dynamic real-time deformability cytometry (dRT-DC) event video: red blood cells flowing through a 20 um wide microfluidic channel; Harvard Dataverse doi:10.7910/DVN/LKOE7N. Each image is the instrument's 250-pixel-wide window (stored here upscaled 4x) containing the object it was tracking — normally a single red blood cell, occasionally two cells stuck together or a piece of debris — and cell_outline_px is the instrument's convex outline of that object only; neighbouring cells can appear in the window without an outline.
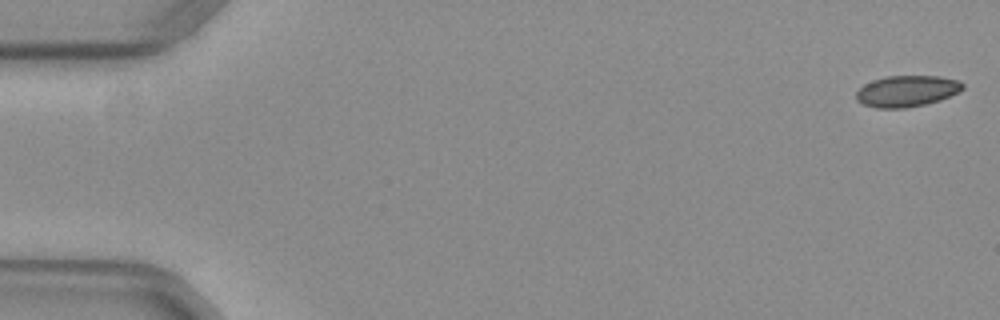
{"species": "common noctule bat (a hibernating species)", "species_latin": "Nyctalus noctula", "temperature_condition": "warm", "stored_images_in_passage": 52, "camera_frame_rate_fps": 3000, "um_per_image_px": 0.085, "animal": {"sex": "female", "body_mass_g": 29.2, "forearm_length_mm": 56.3}, "frame": {"image": 1, "passage_image": 1, "time_ms": 0.0, "image_size_px": [1000, 320], "cell_outline_px": [[964, 88], [960, 92], [940, 100], [924, 104], [904, 108], [876, 108], [864, 104], [856, 100], [856, 92], [864, 84], [872, 80], [888, 76], [940, 76], [960, 80], [964, 84]], "centroid_in_image_um": [77.11, 7.73], "position_along_channel_um": 7.9, "area_um2": 19.48}}
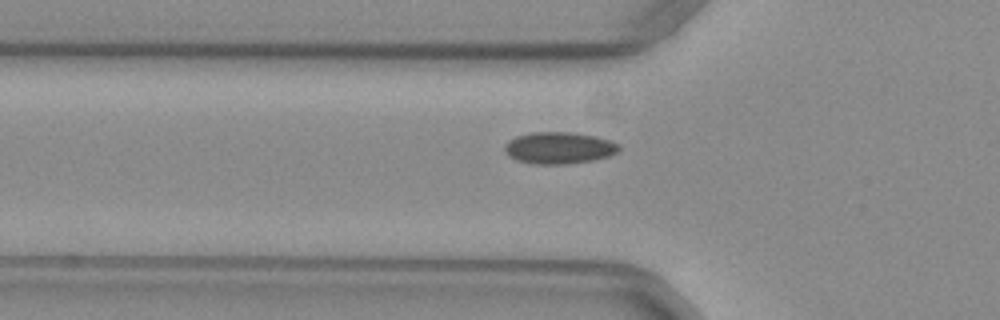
{"frame": {"image": 2, "passage_image": 18, "time_ms": 5.667, "image_size_px": [1000, 320], "cell_outline_px": [[620, 148], [616, 152], [608, 156], [592, 160], [564, 164], [532, 164], [516, 160], [508, 156], [504, 148], [508, 140], [516, 136], [532, 132], [572, 132], [596, 136], [612, 140], [620, 144]], "centroid_in_image_um": [47.51, 12.56], "position_along_channel_um": 78.3, "area_um2": 21.27}}
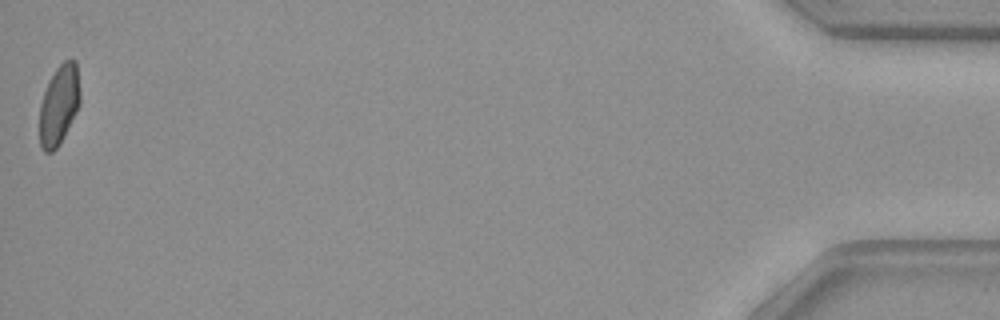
{"frame": {"image": 3, "passage_image": 52, "time_ms": 17.0, "image_size_px": [1000, 320], "cell_outline_px": [[80, 104], [60, 144], [52, 152], [44, 152], [40, 144], [40, 104], [48, 80], [56, 68], [64, 60], [76, 60], [80, 92]], "centroid_in_image_um": [5.02, 8.91], "position_along_channel_um": 430.2, "area_um2": 18.84}, "authors_computed_cell_mechanics": {"area_um2": 19.941, "velocity_mm_per_s": 3.9984, "shape_relaxation_time_tau1_ms": null, "shape_relaxation_time_tau2_ms": 0.7111, "deformation_change_tau1": null, "deformation_change_tau2": 0.048}}